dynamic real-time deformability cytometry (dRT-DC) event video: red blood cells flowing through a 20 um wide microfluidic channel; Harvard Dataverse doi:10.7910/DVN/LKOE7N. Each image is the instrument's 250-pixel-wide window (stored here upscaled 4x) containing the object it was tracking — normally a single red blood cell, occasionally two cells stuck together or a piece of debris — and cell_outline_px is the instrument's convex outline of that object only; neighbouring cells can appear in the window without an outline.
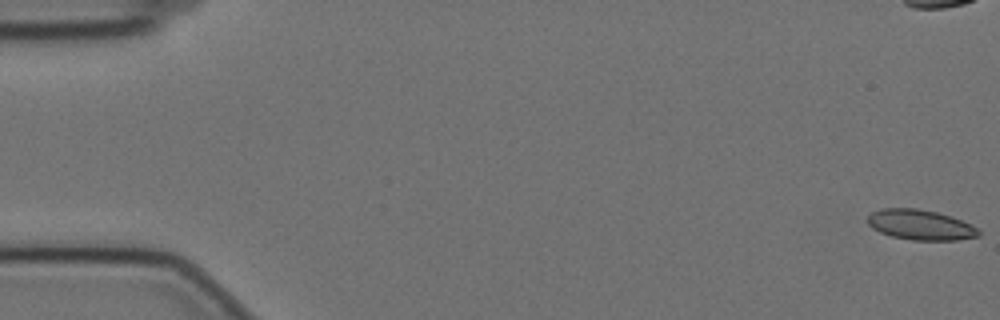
{"species": "Egyptian fruit bat (a non-hibernating species)", "species_latin": "Rousettus aegyptiacus", "temperature_condition": "cold", "stored_images_in_passage": 12, "camera_frame_rate_fps": 3000, "um_per_image_px": 0.085, "animal": {"sex": "female"}, "frame": {"image": 1, "passage_image": 1, "time_ms": 0.0, "image_size_px": [1000, 320], "cell_outline_px": [[980, 236], [956, 240], [912, 240], [892, 236], [880, 232], [872, 228], [868, 224], [868, 216], [872, 212], [880, 208], [916, 208], [936, 212], [952, 216], [972, 224], [980, 232]], "centroid_in_image_um": [78.24, 19.1], "position_along_channel_um": 6.8, "area_um2": 19.59}}